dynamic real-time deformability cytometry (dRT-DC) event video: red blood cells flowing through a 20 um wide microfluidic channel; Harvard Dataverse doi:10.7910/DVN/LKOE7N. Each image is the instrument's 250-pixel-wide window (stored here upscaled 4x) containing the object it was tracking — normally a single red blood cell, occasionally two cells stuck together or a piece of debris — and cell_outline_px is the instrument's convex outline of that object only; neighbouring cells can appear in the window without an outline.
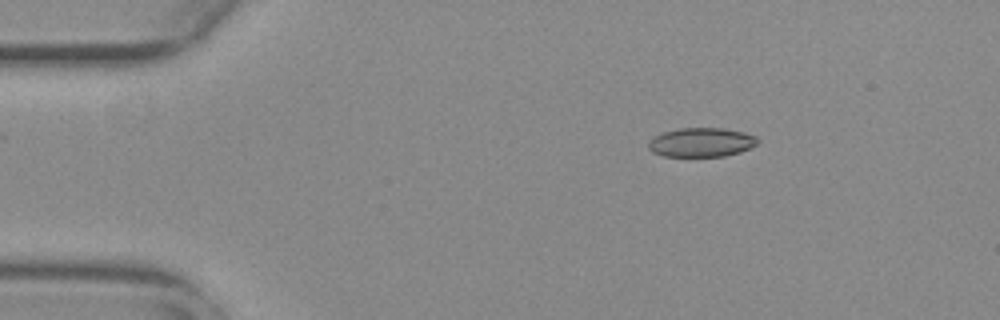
{"species": "common noctule bat (a hibernating species)", "species_latin": "Nyctalus noctula", "temperature_condition": "warm", "stored_images_in_passage": 46, "camera_frame_rate_fps": 3000, "um_per_image_px": 0.085, "animal": {"sex": "female", "body_mass_g": 29.2, "forearm_length_mm": 56.3}, "frame": {"image": 1, "passage_image": 1, "time_ms": 0.0, "image_size_px": [1000, 320], "cell_outline_px": [[760, 140], [756, 144], [740, 152], [724, 156], [664, 156], [652, 152], [648, 148], [648, 140], [664, 132], [680, 128], [724, 128], [744, 132], [756, 136]], "centroid_in_image_um": [59.61, 12.09], "position_along_channel_um": 25.4, "area_um2": 18.5}}
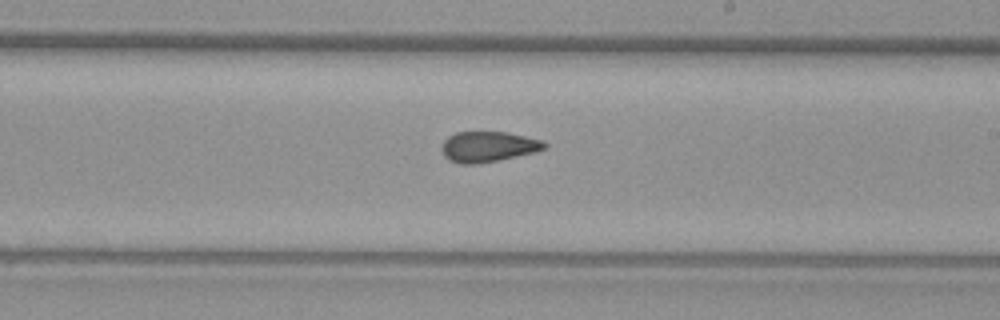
{"frame": {"image": 2, "passage_image": 24, "time_ms": 7.667, "image_size_px": [1000, 320], "cell_outline_px": [[548, 144], [544, 148], [532, 152], [500, 160], [476, 164], [460, 164], [448, 160], [444, 156], [440, 148], [444, 140], [448, 136], [456, 132], [508, 132], [544, 140]], "centroid_in_image_um": [41.46, 12.46], "position_along_channel_um": 247.5, "area_um2": 18.38}}
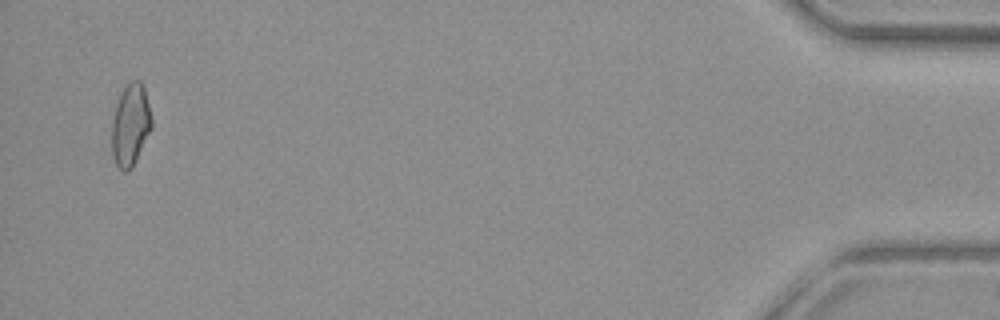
{"frame": {"image": 3, "passage_image": 45, "time_ms": 14.667, "image_size_px": [1000, 320], "cell_outline_px": [[152, 128], [132, 168], [128, 172], [124, 172], [116, 164], [112, 156], [112, 120], [116, 104], [120, 92], [132, 80], [140, 80], [144, 88], [152, 120]], "centroid_in_image_um": [11.08, 10.64], "position_along_channel_um": 424.1, "area_um2": 19.02}}